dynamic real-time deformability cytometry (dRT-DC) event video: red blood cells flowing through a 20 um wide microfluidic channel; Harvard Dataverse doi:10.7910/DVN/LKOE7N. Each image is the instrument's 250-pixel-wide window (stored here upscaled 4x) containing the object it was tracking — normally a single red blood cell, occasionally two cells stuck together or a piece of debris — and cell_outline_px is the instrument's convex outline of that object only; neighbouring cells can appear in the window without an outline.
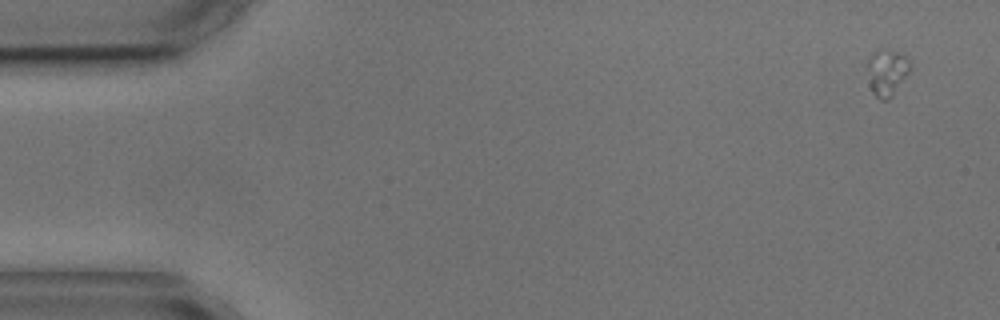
{"species": "common noctule bat (a hibernating species)", "species_latin": "Nyctalus noctula", "temperature_condition": "cold", "stored_images_in_passage": 5, "camera_frame_rate_fps": 3000, "um_per_image_px": 0.085, "animal": {"sex": "male", "body_mass_g": 17.9, "forearm_length_mm": 54.2}, "frame": {"image": 1, "passage_image": 1, "time_ms": 0.0, "image_size_px": [1000, 320], "cell_outline_px": [[908, 72], [892, 96], [888, 100], [880, 100], [872, 92], [868, 68], [868, 60], [872, 52], [896, 52], [904, 56], [908, 60]], "centroid_in_image_um": [75.36, 6.21], "position_along_channel_um": 9.6, "area_um2": 10.75}}